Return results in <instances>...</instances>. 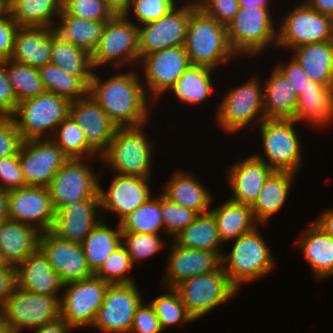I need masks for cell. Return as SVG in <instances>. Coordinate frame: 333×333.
I'll use <instances>...</instances> for the list:
<instances>
[{"label": "cell", "mask_w": 333, "mask_h": 333, "mask_svg": "<svg viewBox=\"0 0 333 333\" xmlns=\"http://www.w3.org/2000/svg\"><path fill=\"white\" fill-rule=\"evenodd\" d=\"M50 63L66 73L79 77L88 87L94 67L91 54L60 38L52 28V51Z\"/></svg>", "instance_id": "obj_37"}, {"label": "cell", "mask_w": 333, "mask_h": 333, "mask_svg": "<svg viewBox=\"0 0 333 333\" xmlns=\"http://www.w3.org/2000/svg\"><path fill=\"white\" fill-rule=\"evenodd\" d=\"M38 71L45 91L65 97L70 102L88 95L89 87L79 77L66 73L52 63L38 68Z\"/></svg>", "instance_id": "obj_42"}, {"label": "cell", "mask_w": 333, "mask_h": 333, "mask_svg": "<svg viewBox=\"0 0 333 333\" xmlns=\"http://www.w3.org/2000/svg\"><path fill=\"white\" fill-rule=\"evenodd\" d=\"M8 264L5 262L2 253L0 252V269L7 266Z\"/></svg>", "instance_id": "obj_67"}, {"label": "cell", "mask_w": 333, "mask_h": 333, "mask_svg": "<svg viewBox=\"0 0 333 333\" xmlns=\"http://www.w3.org/2000/svg\"><path fill=\"white\" fill-rule=\"evenodd\" d=\"M39 249L64 284L94 275L81 244L62 240L47 231L40 234Z\"/></svg>", "instance_id": "obj_22"}, {"label": "cell", "mask_w": 333, "mask_h": 333, "mask_svg": "<svg viewBox=\"0 0 333 333\" xmlns=\"http://www.w3.org/2000/svg\"><path fill=\"white\" fill-rule=\"evenodd\" d=\"M96 73L94 70L88 94L117 127H135L149 122L151 105H148V100L151 104V99L138 71L119 72L106 80Z\"/></svg>", "instance_id": "obj_1"}, {"label": "cell", "mask_w": 333, "mask_h": 333, "mask_svg": "<svg viewBox=\"0 0 333 333\" xmlns=\"http://www.w3.org/2000/svg\"><path fill=\"white\" fill-rule=\"evenodd\" d=\"M121 244L135 266L136 262H143L161 252L165 247V240L160 237V234L121 232Z\"/></svg>", "instance_id": "obj_47"}, {"label": "cell", "mask_w": 333, "mask_h": 333, "mask_svg": "<svg viewBox=\"0 0 333 333\" xmlns=\"http://www.w3.org/2000/svg\"><path fill=\"white\" fill-rule=\"evenodd\" d=\"M253 76L241 85L231 87L217 107L216 123L221 130L234 134L247 126L259 125L264 119L263 84ZM254 121V122H253Z\"/></svg>", "instance_id": "obj_9"}, {"label": "cell", "mask_w": 333, "mask_h": 333, "mask_svg": "<svg viewBox=\"0 0 333 333\" xmlns=\"http://www.w3.org/2000/svg\"><path fill=\"white\" fill-rule=\"evenodd\" d=\"M317 12L333 18V0H303Z\"/></svg>", "instance_id": "obj_62"}, {"label": "cell", "mask_w": 333, "mask_h": 333, "mask_svg": "<svg viewBox=\"0 0 333 333\" xmlns=\"http://www.w3.org/2000/svg\"><path fill=\"white\" fill-rule=\"evenodd\" d=\"M52 28L19 27L10 59L40 68L51 61Z\"/></svg>", "instance_id": "obj_30"}, {"label": "cell", "mask_w": 333, "mask_h": 333, "mask_svg": "<svg viewBox=\"0 0 333 333\" xmlns=\"http://www.w3.org/2000/svg\"><path fill=\"white\" fill-rule=\"evenodd\" d=\"M285 14L277 27L276 47L291 51L304 45L333 40V18L317 12L304 1Z\"/></svg>", "instance_id": "obj_11"}, {"label": "cell", "mask_w": 333, "mask_h": 333, "mask_svg": "<svg viewBox=\"0 0 333 333\" xmlns=\"http://www.w3.org/2000/svg\"><path fill=\"white\" fill-rule=\"evenodd\" d=\"M18 103L7 77L6 60H0V116H12Z\"/></svg>", "instance_id": "obj_57"}, {"label": "cell", "mask_w": 333, "mask_h": 333, "mask_svg": "<svg viewBox=\"0 0 333 333\" xmlns=\"http://www.w3.org/2000/svg\"><path fill=\"white\" fill-rule=\"evenodd\" d=\"M102 219L81 243L90 270L95 273L105 259L121 245L120 223L113 229Z\"/></svg>", "instance_id": "obj_41"}, {"label": "cell", "mask_w": 333, "mask_h": 333, "mask_svg": "<svg viewBox=\"0 0 333 333\" xmlns=\"http://www.w3.org/2000/svg\"><path fill=\"white\" fill-rule=\"evenodd\" d=\"M263 85L265 119H293L297 109L298 94L284 74L274 66Z\"/></svg>", "instance_id": "obj_32"}, {"label": "cell", "mask_w": 333, "mask_h": 333, "mask_svg": "<svg viewBox=\"0 0 333 333\" xmlns=\"http://www.w3.org/2000/svg\"><path fill=\"white\" fill-rule=\"evenodd\" d=\"M7 10L8 8L0 2V16L3 15Z\"/></svg>", "instance_id": "obj_68"}, {"label": "cell", "mask_w": 333, "mask_h": 333, "mask_svg": "<svg viewBox=\"0 0 333 333\" xmlns=\"http://www.w3.org/2000/svg\"><path fill=\"white\" fill-rule=\"evenodd\" d=\"M0 333H11L6 318L3 315L2 310L0 309Z\"/></svg>", "instance_id": "obj_66"}, {"label": "cell", "mask_w": 333, "mask_h": 333, "mask_svg": "<svg viewBox=\"0 0 333 333\" xmlns=\"http://www.w3.org/2000/svg\"><path fill=\"white\" fill-rule=\"evenodd\" d=\"M133 263L125 247L121 244L103 262L94 273L97 277L109 284H126L136 282L129 273Z\"/></svg>", "instance_id": "obj_48"}, {"label": "cell", "mask_w": 333, "mask_h": 333, "mask_svg": "<svg viewBox=\"0 0 333 333\" xmlns=\"http://www.w3.org/2000/svg\"><path fill=\"white\" fill-rule=\"evenodd\" d=\"M100 198L75 201L55 211L50 232L56 237L81 244L102 220Z\"/></svg>", "instance_id": "obj_21"}, {"label": "cell", "mask_w": 333, "mask_h": 333, "mask_svg": "<svg viewBox=\"0 0 333 333\" xmlns=\"http://www.w3.org/2000/svg\"><path fill=\"white\" fill-rule=\"evenodd\" d=\"M282 63L275 66L284 74L288 83L299 95L310 84L309 77L294 58H291L287 63Z\"/></svg>", "instance_id": "obj_58"}, {"label": "cell", "mask_w": 333, "mask_h": 333, "mask_svg": "<svg viewBox=\"0 0 333 333\" xmlns=\"http://www.w3.org/2000/svg\"><path fill=\"white\" fill-rule=\"evenodd\" d=\"M162 195L169 201L197 212L208 213L214 199L210 190L191 173L176 171L164 184Z\"/></svg>", "instance_id": "obj_29"}, {"label": "cell", "mask_w": 333, "mask_h": 333, "mask_svg": "<svg viewBox=\"0 0 333 333\" xmlns=\"http://www.w3.org/2000/svg\"><path fill=\"white\" fill-rule=\"evenodd\" d=\"M170 241L167 267L162 275L166 288H174L188 278L213 272L221 265V257L214 251L180 247Z\"/></svg>", "instance_id": "obj_23"}, {"label": "cell", "mask_w": 333, "mask_h": 333, "mask_svg": "<svg viewBox=\"0 0 333 333\" xmlns=\"http://www.w3.org/2000/svg\"><path fill=\"white\" fill-rule=\"evenodd\" d=\"M184 48L191 65L214 70L220 64H228L232 57H237L230 46L226 26L198 6L191 12Z\"/></svg>", "instance_id": "obj_2"}, {"label": "cell", "mask_w": 333, "mask_h": 333, "mask_svg": "<svg viewBox=\"0 0 333 333\" xmlns=\"http://www.w3.org/2000/svg\"><path fill=\"white\" fill-rule=\"evenodd\" d=\"M167 290L169 292L166 291V293L150 301L159 319L161 329L165 331L174 325L182 324L181 326H183V324L196 321L186 310L178 292L174 288H167Z\"/></svg>", "instance_id": "obj_46"}, {"label": "cell", "mask_w": 333, "mask_h": 333, "mask_svg": "<svg viewBox=\"0 0 333 333\" xmlns=\"http://www.w3.org/2000/svg\"><path fill=\"white\" fill-rule=\"evenodd\" d=\"M217 224L220 240L226 243L253 230L259 223L249 205L227 199L209 211Z\"/></svg>", "instance_id": "obj_34"}, {"label": "cell", "mask_w": 333, "mask_h": 333, "mask_svg": "<svg viewBox=\"0 0 333 333\" xmlns=\"http://www.w3.org/2000/svg\"><path fill=\"white\" fill-rule=\"evenodd\" d=\"M161 216L166 236L171 239L193 223L199 214L169 201L161 194Z\"/></svg>", "instance_id": "obj_49"}, {"label": "cell", "mask_w": 333, "mask_h": 333, "mask_svg": "<svg viewBox=\"0 0 333 333\" xmlns=\"http://www.w3.org/2000/svg\"><path fill=\"white\" fill-rule=\"evenodd\" d=\"M7 219V192L0 189V222Z\"/></svg>", "instance_id": "obj_65"}, {"label": "cell", "mask_w": 333, "mask_h": 333, "mask_svg": "<svg viewBox=\"0 0 333 333\" xmlns=\"http://www.w3.org/2000/svg\"><path fill=\"white\" fill-rule=\"evenodd\" d=\"M59 296L24 291L16 287L0 308L11 333L35 329L61 317Z\"/></svg>", "instance_id": "obj_13"}, {"label": "cell", "mask_w": 333, "mask_h": 333, "mask_svg": "<svg viewBox=\"0 0 333 333\" xmlns=\"http://www.w3.org/2000/svg\"><path fill=\"white\" fill-rule=\"evenodd\" d=\"M17 288L37 294L59 296L64 283L38 248L16 267Z\"/></svg>", "instance_id": "obj_26"}, {"label": "cell", "mask_w": 333, "mask_h": 333, "mask_svg": "<svg viewBox=\"0 0 333 333\" xmlns=\"http://www.w3.org/2000/svg\"><path fill=\"white\" fill-rule=\"evenodd\" d=\"M41 232L35 227L5 219L0 222V252L8 265H20L39 248Z\"/></svg>", "instance_id": "obj_27"}, {"label": "cell", "mask_w": 333, "mask_h": 333, "mask_svg": "<svg viewBox=\"0 0 333 333\" xmlns=\"http://www.w3.org/2000/svg\"><path fill=\"white\" fill-rule=\"evenodd\" d=\"M139 63L144 73L143 86L153 103L159 100L191 65L184 46L168 47L145 55Z\"/></svg>", "instance_id": "obj_17"}, {"label": "cell", "mask_w": 333, "mask_h": 333, "mask_svg": "<svg viewBox=\"0 0 333 333\" xmlns=\"http://www.w3.org/2000/svg\"><path fill=\"white\" fill-rule=\"evenodd\" d=\"M171 240L180 247L214 251L220 257L224 252L216 221L210 212L199 215Z\"/></svg>", "instance_id": "obj_40"}, {"label": "cell", "mask_w": 333, "mask_h": 333, "mask_svg": "<svg viewBox=\"0 0 333 333\" xmlns=\"http://www.w3.org/2000/svg\"><path fill=\"white\" fill-rule=\"evenodd\" d=\"M178 4L158 20L138 26L140 59L168 47L184 46L190 15L198 4L196 0Z\"/></svg>", "instance_id": "obj_15"}, {"label": "cell", "mask_w": 333, "mask_h": 333, "mask_svg": "<svg viewBox=\"0 0 333 333\" xmlns=\"http://www.w3.org/2000/svg\"><path fill=\"white\" fill-rule=\"evenodd\" d=\"M159 319L153 306L148 302L137 307L129 333H162Z\"/></svg>", "instance_id": "obj_55"}, {"label": "cell", "mask_w": 333, "mask_h": 333, "mask_svg": "<svg viewBox=\"0 0 333 333\" xmlns=\"http://www.w3.org/2000/svg\"><path fill=\"white\" fill-rule=\"evenodd\" d=\"M86 160L69 158L56 172L48 186L55 211L75 201L100 198L99 183L104 173L98 171V175L92 164L86 163Z\"/></svg>", "instance_id": "obj_12"}, {"label": "cell", "mask_w": 333, "mask_h": 333, "mask_svg": "<svg viewBox=\"0 0 333 333\" xmlns=\"http://www.w3.org/2000/svg\"><path fill=\"white\" fill-rule=\"evenodd\" d=\"M22 138L11 116H0V158L18 155Z\"/></svg>", "instance_id": "obj_53"}, {"label": "cell", "mask_w": 333, "mask_h": 333, "mask_svg": "<svg viewBox=\"0 0 333 333\" xmlns=\"http://www.w3.org/2000/svg\"><path fill=\"white\" fill-rule=\"evenodd\" d=\"M18 159L26 186L48 187L69 158L52 139H31L22 142Z\"/></svg>", "instance_id": "obj_18"}, {"label": "cell", "mask_w": 333, "mask_h": 333, "mask_svg": "<svg viewBox=\"0 0 333 333\" xmlns=\"http://www.w3.org/2000/svg\"><path fill=\"white\" fill-rule=\"evenodd\" d=\"M18 28L8 10L0 16V60L11 58Z\"/></svg>", "instance_id": "obj_56"}, {"label": "cell", "mask_w": 333, "mask_h": 333, "mask_svg": "<svg viewBox=\"0 0 333 333\" xmlns=\"http://www.w3.org/2000/svg\"><path fill=\"white\" fill-rule=\"evenodd\" d=\"M137 287L136 282L109 284L91 328L103 333H129L136 309L143 301Z\"/></svg>", "instance_id": "obj_16"}, {"label": "cell", "mask_w": 333, "mask_h": 333, "mask_svg": "<svg viewBox=\"0 0 333 333\" xmlns=\"http://www.w3.org/2000/svg\"><path fill=\"white\" fill-rule=\"evenodd\" d=\"M17 287L16 266L7 265L0 269V308Z\"/></svg>", "instance_id": "obj_59"}, {"label": "cell", "mask_w": 333, "mask_h": 333, "mask_svg": "<svg viewBox=\"0 0 333 333\" xmlns=\"http://www.w3.org/2000/svg\"><path fill=\"white\" fill-rule=\"evenodd\" d=\"M226 172L228 186L233 193L229 199L252 207L273 170L251 155L230 165Z\"/></svg>", "instance_id": "obj_25"}, {"label": "cell", "mask_w": 333, "mask_h": 333, "mask_svg": "<svg viewBox=\"0 0 333 333\" xmlns=\"http://www.w3.org/2000/svg\"><path fill=\"white\" fill-rule=\"evenodd\" d=\"M48 187L24 186L7 192V218L35 227L41 233L50 231L54 222Z\"/></svg>", "instance_id": "obj_19"}, {"label": "cell", "mask_w": 333, "mask_h": 333, "mask_svg": "<svg viewBox=\"0 0 333 333\" xmlns=\"http://www.w3.org/2000/svg\"><path fill=\"white\" fill-rule=\"evenodd\" d=\"M33 330H35V333H71L74 329L70 328L69 325L60 317L55 321L46 323Z\"/></svg>", "instance_id": "obj_60"}, {"label": "cell", "mask_w": 333, "mask_h": 333, "mask_svg": "<svg viewBox=\"0 0 333 333\" xmlns=\"http://www.w3.org/2000/svg\"><path fill=\"white\" fill-rule=\"evenodd\" d=\"M6 71L18 102L35 98L45 91L38 68L8 59Z\"/></svg>", "instance_id": "obj_45"}, {"label": "cell", "mask_w": 333, "mask_h": 333, "mask_svg": "<svg viewBox=\"0 0 333 333\" xmlns=\"http://www.w3.org/2000/svg\"><path fill=\"white\" fill-rule=\"evenodd\" d=\"M239 7L259 6L262 8H270L268 0H238Z\"/></svg>", "instance_id": "obj_64"}, {"label": "cell", "mask_w": 333, "mask_h": 333, "mask_svg": "<svg viewBox=\"0 0 333 333\" xmlns=\"http://www.w3.org/2000/svg\"><path fill=\"white\" fill-rule=\"evenodd\" d=\"M62 8L69 15L89 21H108L116 15L105 0H62Z\"/></svg>", "instance_id": "obj_50"}, {"label": "cell", "mask_w": 333, "mask_h": 333, "mask_svg": "<svg viewBox=\"0 0 333 333\" xmlns=\"http://www.w3.org/2000/svg\"><path fill=\"white\" fill-rule=\"evenodd\" d=\"M270 8L239 7L238 13L226 27L228 40L236 55L257 56L270 44H277V27Z\"/></svg>", "instance_id": "obj_8"}, {"label": "cell", "mask_w": 333, "mask_h": 333, "mask_svg": "<svg viewBox=\"0 0 333 333\" xmlns=\"http://www.w3.org/2000/svg\"><path fill=\"white\" fill-rule=\"evenodd\" d=\"M293 119L321 129L329 127L333 122V86L310 80V84L298 95Z\"/></svg>", "instance_id": "obj_28"}, {"label": "cell", "mask_w": 333, "mask_h": 333, "mask_svg": "<svg viewBox=\"0 0 333 333\" xmlns=\"http://www.w3.org/2000/svg\"><path fill=\"white\" fill-rule=\"evenodd\" d=\"M70 115L84 131L87 145L100 158L108 150L117 126L89 94L70 103Z\"/></svg>", "instance_id": "obj_24"}, {"label": "cell", "mask_w": 333, "mask_h": 333, "mask_svg": "<svg viewBox=\"0 0 333 333\" xmlns=\"http://www.w3.org/2000/svg\"><path fill=\"white\" fill-rule=\"evenodd\" d=\"M174 289L195 320L208 314L220 304L226 303L239 291L227 277L221 265L213 272L184 280Z\"/></svg>", "instance_id": "obj_10"}, {"label": "cell", "mask_w": 333, "mask_h": 333, "mask_svg": "<svg viewBox=\"0 0 333 333\" xmlns=\"http://www.w3.org/2000/svg\"><path fill=\"white\" fill-rule=\"evenodd\" d=\"M293 50L292 58L304 69L311 81L333 86V40L316 42Z\"/></svg>", "instance_id": "obj_35"}, {"label": "cell", "mask_w": 333, "mask_h": 333, "mask_svg": "<svg viewBox=\"0 0 333 333\" xmlns=\"http://www.w3.org/2000/svg\"><path fill=\"white\" fill-rule=\"evenodd\" d=\"M109 283L96 275L63 285L61 318L70 328L91 327L100 309Z\"/></svg>", "instance_id": "obj_14"}, {"label": "cell", "mask_w": 333, "mask_h": 333, "mask_svg": "<svg viewBox=\"0 0 333 333\" xmlns=\"http://www.w3.org/2000/svg\"><path fill=\"white\" fill-rule=\"evenodd\" d=\"M122 232H135L145 234H159L164 229L161 216L160 197L151 196L145 203L127 215L121 222Z\"/></svg>", "instance_id": "obj_43"}, {"label": "cell", "mask_w": 333, "mask_h": 333, "mask_svg": "<svg viewBox=\"0 0 333 333\" xmlns=\"http://www.w3.org/2000/svg\"><path fill=\"white\" fill-rule=\"evenodd\" d=\"M178 0H131L126 17L134 15L138 26L158 20L176 6ZM133 14L131 15V13ZM130 15V16H129Z\"/></svg>", "instance_id": "obj_51"}, {"label": "cell", "mask_w": 333, "mask_h": 333, "mask_svg": "<svg viewBox=\"0 0 333 333\" xmlns=\"http://www.w3.org/2000/svg\"><path fill=\"white\" fill-rule=\"evenodd\" d=\"M7 8L10 7L12 0H0Z\"/></svg>", "instance_id": "obj_69"}, {"label": "cell", "mask_w": 333, "mask_h": 333, "mask_svg": "<svg viewBox=\"0 0 333 333\" xmlns=\"http://www.w3.org/2000/svg\"><path fill=\"white\" fill-rule=\"evenodd\" d=\"M61 9L62 0H12L8 11L19 27L53 28Z\"/></svg>", "instance_id": "obj_38"}, {"label": "cell", "mask_w": 333, "mask_h": 333, "mask_svg": "<svg viewBox=\"0 0 333 333\" xmlns=\"http://www.w3.org/2000/svg\"><path fill=\"white\" fill-rule=\"evenodd\" d=\"M313 222L319 226L328 236L333 238V207L324 210L320 217H318V220Z\"/></svg>", "instance_id": "obj_61"}, {"label": "cell", "mask_w": 333, "mask_h": 333, "mask_svg": "<svg viewBox=\"0 0 333 333\" xmlns=\"http://www.w3.org/2000/svg\"><path fill=\"white\" fill-rule=\"evenodd\" d=\"M70 103L65 97L44 91L35 98L19 102L11 117L23 141L51 139L58 125L70 114Z\"/></svg>", "instance_id": "obj_6"}, {"label": "cell", "mask_w": 333, "mask_h": 333, "mask_svg": "<svg viewBox=\"0 0 333 333\" xmlns=\"http://www.w3.org/2000/svg\"><path fill=\"white\" fill-rule=\"evenodd\" d=\"M26 186L18 155L0 158V189L11 191Z\"/></svg>", "instance_id": "obj_52"}, {"label": "cell", "mask_w": 333, "mask_h": 333, "mask_svg": "<svg viewBox=\"0 0 333 333\" xmlns=\"http://www.w3.org/2000/svg\"><path fill=\"white\" fill-rule=\"evenodd\" d=\"M51 139L68 158H89L99 156L87 145L84 131L69 114L56 128Z\"/></svg>", "instance_id": "obj_44"}, {"label": "cell", "mask_w": 333, "mask_h": 333, "mask_svg": "<svg viewBox=\"0 0 333 333\" xmlns=\"http://www.w3.org/2000/svg\"><path fill=\"white\" fill-rule=\"evenodd\" d=\"M110 186L107 190L99 183V196L101 212L115 213L120 223L127 215L145 203L153 193L150 188L152 178L137 176L112 175ZM152 193V195H151Z\"/></svg>", "instance_id": "obj_20"}, {"label": "cell", "mask_w": 333, "mask_h": 333, "mask_svg": "<svg viewBox=\"0 0 333 333\" xmlns=\"http://www.w3.org/2000/svg\"><path fill=\"white\" fill-rule=\"evenodd\" d=\"M298 240L300 252L315 278L328 279L333 275V238L311 222Z\"/></svg>", "instance_id": "obj_31"}, {"label": "cell", "mask_w": 333, "mask_h": 333, "mask_svg": "<svg viewBox=\"0 0 333 333\" xmlns=\"http://www.w3.org/2000/svg\"><path fill=\"white\" fill-rule=\"evenodd\" d=\"M91 60L95 70L107 63L116 69H122L126 64L137 68L140 61L137 23L124 14H116L106 21Z\"/></svg>", "instance_id": "obj_7"}, {"label": "cell", "mask_w": 333, "mask_h": 333, "mask_svg": "<svg viewBox=\"0 0 333 333\" xmlns=\"http://www.w3.org/2000/svg\"><path fill=\"white\" fill-rule=\"evenodd\" d=\"M198 7L208 16L228 26L239 10L238 0H196Z\"/></svg>", "instance_id": "obj_54"}, {"label": "cell", "mask_w": 333, "mask_h": 333, "mask_svg": "<svg viewBox=\"0 0 333 333\" xmlns=\"http://www.w3.org/2000/svg\"><path fill=\"white\" fill-rule=\"evenodd\" d=\"M297 124L294 119H264L258 129L265 156L260 153H253V156L273 171L297 175L303 164L301 137L294 127Z\"/></svg>", "instance_id": "obj_5"}, {"label": "cell", "mask_w": 333, "mask_h": 333, "mask_svg": "<svg viewBox=\"0 0 333 333\" xmlns=\"http://www.w3.org/2000/svg\"><path fill=\"white\" fill-rule=\"evenodd\" d=\"M105 1L115 14H125L131 3V0H105Z\"/></svg>", "instance_id": "obj_63"}, {"label": "cell", "mask_w": 333, "mask_h": 333, "mask_svg": "<svg viewBox=\"0 0 333 333\" xmlns=\"http://www.w3.org/2000/svg\"><path fill=\"white\" fill-rule=\"evenodd\" d=\"M144 126L117 127L108 150L100 157L103 166L118 175L152 178L154 143Z\"/></svg>", "instance_id": "obj_4"}, {"label": "cell", "mask_w": 333, "mask_h": 333, "mask_svg": "<svg viewBox=\"0 0 333 333\" xmlns=\"http://www.w3.org/2000/svg\"><path fill=\"white\" fill-rule=\"evenodd\" d=\"M213 71L215 72L206 66L190 65L167 92H172L175 98L184 104L196 105L205 102L213 93Z\"/></svg>", "instance_id": "obj_39"}, {"label": "cell", "mask_w": 333, "mask_h": 333, "mask_svg": "<svg viewBox=\"0 0 333 333\" xmlns=\"http://www.w3.org/2000/svg\"><path fill=\"white\" fill-rule=\"evenodd\" d=\"M53 30L63 40L93 53L102 36L106 21H89L69 15L63 8ZM58 22V23H57Z\"/></svg>", "instance_id": "obj_36"}, {"label": "cell", "mask_w": 333, "mask_h": 333, "mask_svg": "<svg viewBox=\"0 0 333 333\" xmlns=\"http://www.w3.org/2000/svg\"><path fill=\"white\" fill-rule=\"evenodd\" d=\"M232 241L231 251L223 252L221 256V266L238 290L242 284L259 280L274 271L276 259L268 242L258 232V226Z\"/></svg>", "instance_id": "obj_3"}, {"label": "cell", "mask_w": 333, "mask_h": 333, "mask_svg": "<svg viewBox=\"0 0 333 333\" xmlns=\"http://www.w3.org/2000/svg\"><path fill=\"white\" fill-rule=\"evenodd\" d=\"M295 176L297 175L294 173L277 171L268 176L256 202L251 207L253 216L259 224H268L270 218L284 207Z\"/></svg>", "instance_id": "obj_33"}]
</instances>
